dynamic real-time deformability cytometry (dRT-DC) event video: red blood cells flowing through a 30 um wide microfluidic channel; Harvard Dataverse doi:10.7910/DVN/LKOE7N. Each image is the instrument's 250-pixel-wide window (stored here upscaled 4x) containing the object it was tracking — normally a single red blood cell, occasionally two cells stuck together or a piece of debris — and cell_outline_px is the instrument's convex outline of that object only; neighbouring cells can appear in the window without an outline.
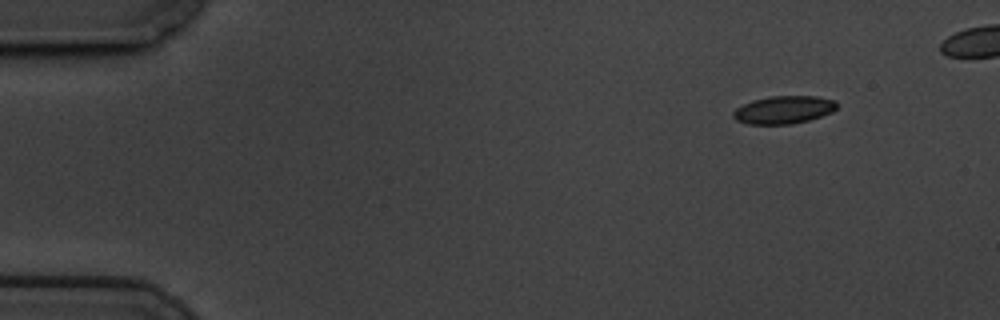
{"species": "common noctule bat (a hibernating species)", "species_latin": "Nyctalus noctula", "temperature_condition": "cold", "stored_images_in_passage": 50, "camera_frame_rate_fps": 3000, "um_per_image_px": 0.085, "animal": {"sex": "male", "body_mass_g": 19.5, "forearm_length_mm": 54.6}, "frame": {"image": 1, "passage_image": 1, "time_ms": 0.0, "image_size_px": [1000, 320], "cell_outline_px": [[836, 108], [832, 112], [808, 120], [792, 124], [748, 124], [736, 120], [732, 116], [732, 112], [736, 108], [752, 100], [768, 96], [816, 96], [836, 100]], "centroid_in_image_um": [66.59, 9.33], "position_along_channel_um": 18.4, "area_um2": 16.82}}
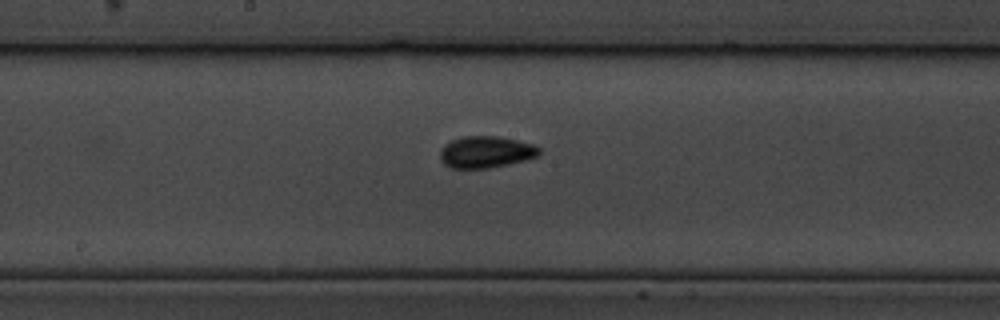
{"frame": {"image": 2, "passage_image": 26, "time_ms": 8.333, "image_size_px": [1000, 320], "cell_outline_px": [[540, 152], [536, 156], [524, 160], [508, 164], [488, 168], [452, 168], [444, 164], [440, 160], [440, 148], [444, 144], [452, 140], [464, 136], [496, 136], [536, 144], [540, 148]], "centroid_in_image_um": [41.28, 12.91], "position_along_channel_um": 206.9, "area_um2": 18.32}}
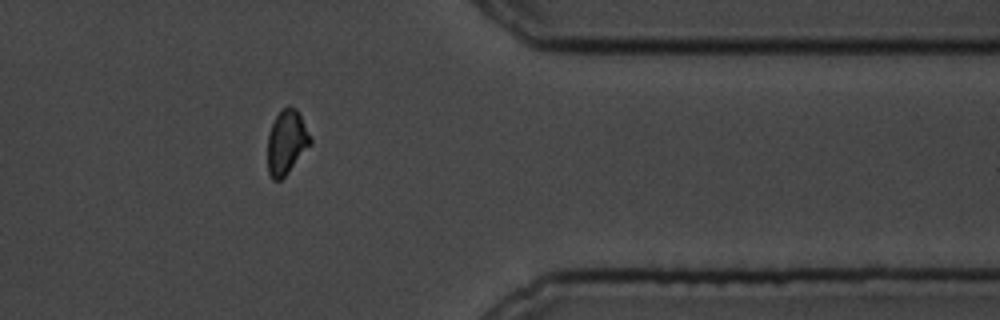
{"frame": {"image": 3, "passage_image": 43, "time_ms": 14.0, "image_size_px": [1000, 320], "cell_outline_px": [[312, 144], [288, 172], [280, 180], [272, 180], [268, 172], [268, 136], [272, 124], [280, 108], [288, 104], [296, 108], [300, 112], [312, 140]], "centroid_in_image_um": [24.37, 12.04], "position_along_channel_um": 387.0, "area_um2": 16.24}, "authors_computed_cell_mechanics": {"area_um2": 16.8198, "velocity_mm_per_s": 3.4239, "shape_relaxation_time_tau1_ms": 5.3909, "shape_relaxation_time_tau2_ms": null, "deformation_change_tau1": 0.093, "deformation_change_tau2": null}}